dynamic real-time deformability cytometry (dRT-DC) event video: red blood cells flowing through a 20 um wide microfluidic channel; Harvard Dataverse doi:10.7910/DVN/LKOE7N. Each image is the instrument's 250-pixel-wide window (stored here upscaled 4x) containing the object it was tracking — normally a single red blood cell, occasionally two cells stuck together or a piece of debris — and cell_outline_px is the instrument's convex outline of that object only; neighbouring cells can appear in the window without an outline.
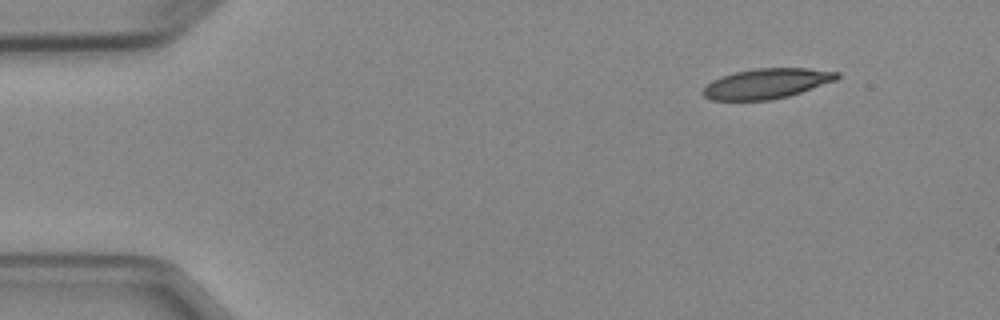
{"species": "Egyptian fruit bat (a non-hibernating species)", "species_latin": "Rousettus aegyptiacus", "temperature_condition": "cold", "stored_images_in_passage": 5, "camera_frame_rate_fps": 3000, "um_per_image_px": 0.085, "animal": {"sex": "female"}, "frame": {"image": 1, "passage_image": 1, "time_ms": 0.0, "image_size_px": [1000, 320], "cell_outline_px": [[840, 76], [836, 80], [788, 96], [772, 100], [712, 100], [704, 96], [700, 92], [712, 80], [736, 72], [752, 68], [808, 68], [840, 72]], "centroid_in_image_um": [65.17, 7.1], "position_along_channel_um": 19.8, "area_um2": 23.41}}
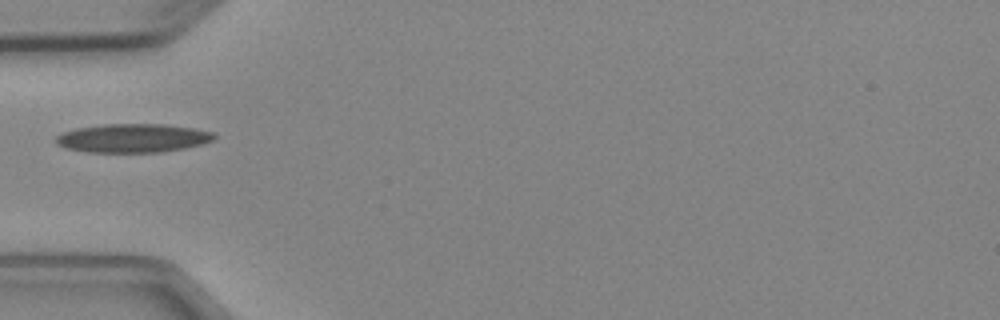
{"frame": {"image": 2, "passage_image": 4, "time_ms": 3.667, "image_size_px": [1000, 320], "cell_outline_px": [[216, 136], [212, 140], [200, 144], [184, 148], [164, 152], [88, 152], [64, 148], [56, 144], [56, 136], [64, 132], [76, 128], [104, 124], [164, 124], [196, 128], [212, 132]], "centroid_in_image_um": [11.27, 11.74], "position_along_channel_um": 73.7, "area_um2": 26.47}}
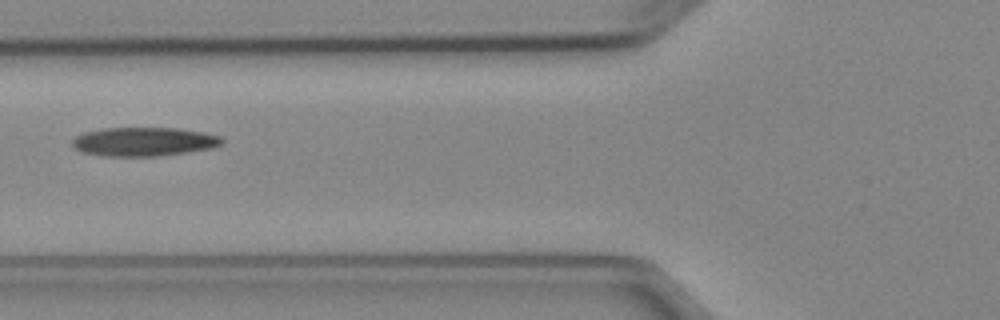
{"frame": {"image": 3, "passage_image": 5, "time_ms": 4.667, "image_size_px": [1000, 320], "cell_outline_px": [[224, 144], [212, 148], [188, 152], [160, 156], [104, 156], [80, 152], [72, 144], [72, 140], [76, 136], [84, 132], [104, 128], [176, 128], [204, 132], [220, 136], [224, 140]], "centroid_in_image_um": [12.25, 12.04], "position_along_channel_um": 113.5, "area_um2": 25.32}}